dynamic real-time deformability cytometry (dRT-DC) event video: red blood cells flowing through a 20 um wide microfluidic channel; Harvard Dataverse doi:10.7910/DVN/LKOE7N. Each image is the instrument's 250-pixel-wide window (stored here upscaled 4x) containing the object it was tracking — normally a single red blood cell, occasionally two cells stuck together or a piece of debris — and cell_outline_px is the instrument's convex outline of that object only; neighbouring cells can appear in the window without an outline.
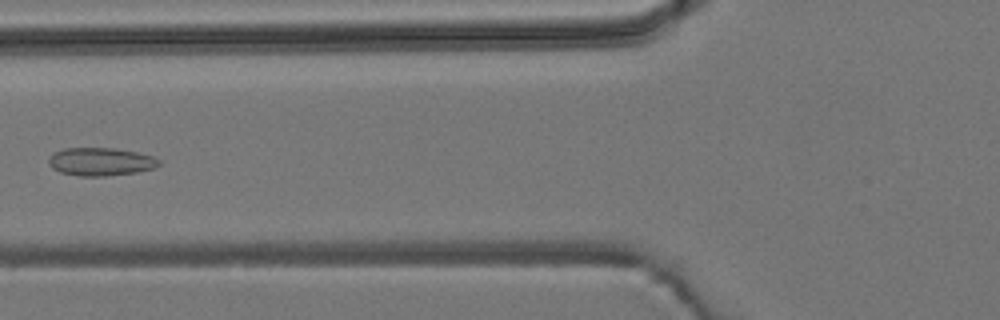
{"species": "common noctule bat (a hibernating species)", "species_latin": "Nyctalus noctula", "temperature_condition": "room temperature", "stored_images_in_passage": 5, "camera_frame_rate_fps": 3000, "um_per_image_px": 0.085, "animal": {"sex": "male", "body_mass_g": 19.2, "forearm_length_mm": 51.8}, "frame": {"image": 1, "passage_image": 5, "time_ms": 4.667, "image_size_px": [1000, 320], "cell_outline_px": [[160, 164], [156, 168], [136, 172], [104, 176], [80, 176], [60, 172], [52, 168], [48, 164], [48, 160], [56, 152], [64, 148], [116, 148], [136, 152], [152, 156], [160, 160]], "centroid_in_image_um": [8.58, 13.74], "position_along_channel_um": 117.2, "area_um2": 17.98}}